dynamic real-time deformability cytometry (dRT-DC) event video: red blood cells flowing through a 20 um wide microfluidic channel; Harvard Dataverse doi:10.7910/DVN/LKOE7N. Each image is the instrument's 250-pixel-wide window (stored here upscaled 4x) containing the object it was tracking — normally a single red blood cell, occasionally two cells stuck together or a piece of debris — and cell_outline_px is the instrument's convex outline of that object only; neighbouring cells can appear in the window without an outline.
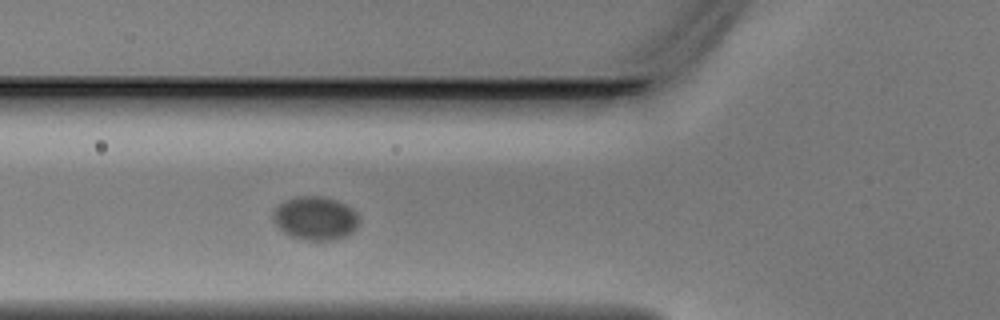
{"species": "Egyptian fruit bat (a non-hibernating species)", "species_latin": "Rousettus aegyptiacus", "temperature_condition": "warm", "stored_images_in_passage": 6, "camera_frame_rate_fps": 3000, "um_per_image_px": 0.085, "animal": {"sex": "male"}, "frame": {"image": 1, "passage_image": 6, "time_ms": 1.667, "image_size_px": [1000, 320], "cell_outline_px": [[360, 220], [356, 228], [352, 232], [344, 236], [332, 240], [308, 240], [292, 236], [284, 232], [276, 224], [272, 216], [276, 208], [284, 200], [296, 196], [320, 196], [336, 200], [352, 208], [360, 216]], "centroid_in_image_um": [26.83, 18.54], "position_along_channel_um": 99.0, "area_um2": 21.68}}